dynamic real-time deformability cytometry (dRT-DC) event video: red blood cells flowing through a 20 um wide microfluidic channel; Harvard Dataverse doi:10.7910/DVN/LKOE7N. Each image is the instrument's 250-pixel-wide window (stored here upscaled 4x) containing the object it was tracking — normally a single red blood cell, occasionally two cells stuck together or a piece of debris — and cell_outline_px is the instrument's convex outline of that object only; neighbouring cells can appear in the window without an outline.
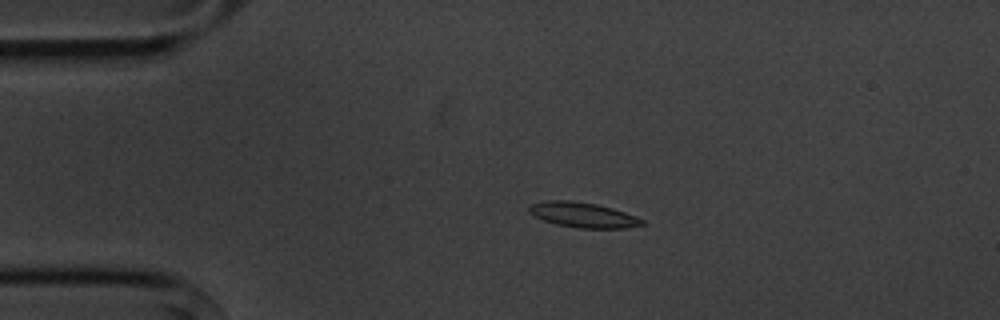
{"species": "common noctule bat (a hibernating species)", "species_latin": "Nyctalus noctula", "temperature_condition": "cold", "stored_images_in_passage": 5, "camera_frame_rate_fps": 3000, "um_per_image_px": 0.085, "animal": {"sex": "male", "body_mass_g": 20.1, "forearm_length_mm": 53.5}, "frame": {"image": 1, "passage_image": 4, "time_ms": 3.667, "image_size_px": [1000, 320], "cell_outline_px": [[644, 224], [624, 228], [576, 228], [556, 224], [544, 220], [528, 212], [528, 204], [548, 200], [572, 200], [596, 204], [612, 208], [624, 212], [644, 220]], "centroid_in_image_um": [49.51, 18.26], "position_along_channel_um": 35.5, "area_um2": 16.47}}